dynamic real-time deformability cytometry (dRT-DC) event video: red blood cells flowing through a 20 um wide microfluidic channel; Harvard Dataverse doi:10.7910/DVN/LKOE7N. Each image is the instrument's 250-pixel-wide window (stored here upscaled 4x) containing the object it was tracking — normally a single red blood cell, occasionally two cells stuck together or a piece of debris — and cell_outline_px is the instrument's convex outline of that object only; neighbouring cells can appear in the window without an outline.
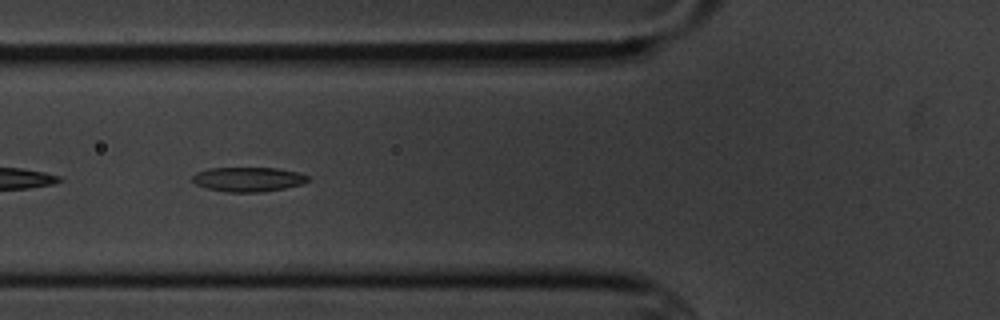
{"species": "common noctule bat (a hibernating species)", "species_latin": "Nyctalus noctula", "temperature_condition": "cold", "stored_images_in_passage": 4, "camera_frame_rate_fps": 3000, "um_per_image_px": 0.085, "animal": {"sex": "male", "body_mass_g": 20.1, "forearm_length_mm": 53.5}, "frame": {"image": 1, "passage_image": 3, "time_ms": 2.333, "image_size_px": [1000, 320], "cell_outline_px": [[308, 180], [300, 184], [284, 188], [260, 192], [224, 192], [208, 188], [196, 184], [192, 180], [192, 176], [196, 172], [208, 168], [276, 168], [300, 172], [308, 176]], "centroid_in_image_um": [21.07, 15.23], "position_along_channel_um": 104.7, "area_um2": 16.42}}